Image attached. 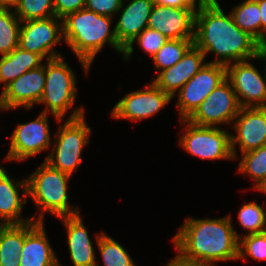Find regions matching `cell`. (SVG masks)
Here are the masks:
<instances>
[{
    "label": "cell",
    "mask_w": 266,
    "mask_h": 266,
    "mask_svg": "<svg viewBox=\"0 0 266 266\" xmlns=\"http://www.w3.org/2000/svg\"><path fill=\"white\" fill-rule=\"evenodd\" d=\"M193 44L205 56L216 54L211 63L225 66L257 59L259 48V43L235 24L231 14L224 13L217 0L196 9Z\"/></svg>",
    "instance_id": "cell-1"
},
{
    "label": "cell",
    "mask_w": 266,
    "mask_h": 266,
    "mask_svg": "<svg viewBox=\"0 0 266 266\" xmlns=\"http://www.w3.org/2000/svg\"><path fill=\"white\" fill-rule=\"evenodd\" d=\"M231 218H187L173 237L176 251L188 259L213 265L216 261L238 260L240 235Z\"/></svg>",
    "instance_id": "cell-2"
},
{
    "label": "cell",
    "mask_w": 266,
    "mask_h": 266,
    "mask_svg": "<svg viewBox=\"0 0 266 266\" xmlns=\"http://www.w3.org/2000/svg\"><path fill=\"white\" fill-rule=\"evenodd\" d=\"M62 20L64 41L77 55L85 73L104 44H110L117 53L123 54L124 49L118 43L115 29L110 28L112 17L98 15L84 7Z\"/></svg>",
    "instance_id": "cell-3"
},
{
    "label": "cell",
    "mask_w": 266,
    "mask_h": 266,
    "mask_svg": "<svg viewBox=\"0 0 266 266\" xmlns=\"http://www.w3.org/2000/svg\"><path fill=\"white\" fill-rule=\"evenodd\" d=\"M70 175L53 168L45 160L36 171L27 178L28 197L34 201L41 212L36 218L44 222V213H51L56 217L74 216L79 209L71 207L68 201V182Z\"/></svg>",
    "instance_id": "cell-4"
},
{
    "label": "cell",
    "mask_w": 266,
    "mask_h": 266,
    "mask_svg": "<svg viewBox=\"0 0 266 266\" xmlns=\"http://www.w3.org/2000/svg\"><path fill=\"white\" fill-rule=\"evenodd\" d=\"M84 109H74L63 125L58 127L55 144L45 161L53 168L70 176L82 161L81 154L84 146L89 143L91 128L85 121Z\"/></svg>",
    "instance_id": "cell-5"
},
{
    "label": "cell",
    "mask_w": 266,
    "mask_h": 266,
    "mask_svg": "<svg viewBox=\"0 0 266 266\" xmlns=\"http://www.w3.org/2000/svg\"><path fill=\"white\" fill-rule=\"evenodd\" d=\"M45 89L39 103L45 104L42 112L51 114L57 122L64 118L76 99V78L72 68L63 57L46 60Z\"/></svg>",
    "instance_id": "cell-6"
},
{
    "label": "cell",
    "mask_w": 266,
    "mask_h": 266,
    "mask_svg": "<svg viewBox=\"0 0 266 266\" xmlns=\"http://www.w3.org/2000/svg\"><path fill=\"white\" fill-rule=\"evenodd\" d=\"M181 122L187 126L179 142L182 148L191 155L203 160H234L231 151V134L226 130L218 126L194 125L187 119H181Z\"/></svg>",
    "instance_id": "cell-7"
},
{
    "label": "cell",
    "mask_w": 266,
    "mask_h": 266,
    "mask_svg": "<svg viewBox=\"0 0 266 266\" xmlns=\"http://www.w3.org/2000/svg\"><path fill=\"white\" fill-rule=\"evenodd\" d=\"M240 108L232 84L226 79L203 100L187 120L198 126L220 127V124H232Z\"/></svg>",
    "instance_id": "cell-8"
},
{
    "label": "cell",
    "mask_w": 266,
    "mask_h": 266,
    "mask_svg": "<svg viewBox=\"0 0 266 266\" xmlns=\"http://www.w3.org/2000/svg\"><path fill=\"white\" fill-rule=\"evenodd\" d=\"M60 20V21H59ZM19 47L40 55L43 59L62 57L54 50L63 38V20L56 16L21 22ZM48 55V56H47Z\"/></svg>",
    "instance_id": "cell-9"
},
{
    "label": "cell",
    "mask_w": 266,
    "mask_h": 266,
    "mask_svg": "<svg viewBox=\"0 0 266 266\" xmlns=\"http://www.w3.org/2000/svg\"><path fill=\"white\" fill-rule=\"evenodd\" d=\"M227 79L225 65L207 62L177 92V107L181 119H188L201 105L204 99Z\"/></svg>",
    "instance_id": "cell-10"
},
{
    "label": "cell",
    "mask_w": 266,
    "mask_h": 266,
    "mask_svg": "<svg viewBox=\"0 0 266 266\" xmlns=\"http://www.w3.org/2000/svg\"><path fill=\"white\" fill-rule=\"evenodd\" d=\"M47 113L41 114L33 121L18 124L10 136L11 144L6 161H24L50 147L51 135Z\"/></svg>",
    "instance_id": "cell-11"
},
{
    "label": "cell",
    "mask_w": 266,
    "mask_h": 266,
    "mask_svg": "<svg viewBox=\"0 0 266 266\" xmlns=\"http://www.w3.org/2000/svg\"><path fill=\"white\" fill-rule=\"evenodd\" d=\"M226 69L241 107H266V73L262 77L248 60L231 63Z\"/></svg>",
    "instance_id": "cell-12"
},
{
    "label": "cell",
    "mask_w": 266,
    "mask_h": 266,
    "mask_svg": "<svg viewBox=\"0 0 266 266\" xmlns=\"http://www.w3.org/2000/svg\"><path fill=\"white\" fill-rule=\"evenodd\" d=\"M173 98L153 82L145 90L133 91L119 100L111 111L114 119L142 120L156 114Z\"/></svg>",
    "instance_id": "cell-13"
},
{
    "label": "cell",
    "mask_w": 266,
    "mask_h": 266,
    "mask_svg": "<svg viewBox=\"0 0 266 266\" xmlns=\"http://www.w3.org/2000/svg\"><path fill=\"white\" fill-rule=\"evenodd\" d=\"M233 121L237 135H230L231 151L236 159V145L241 154L266 145V107H241Z\"/></svg>",
    "instance_id": "cell-14"
},
{
    "label": "cell",
    "mask_w": 266,
    "mask_h": 266,
    "mask_svg": "<svg viewBox=\"0 0 266 266\" xmlns=\"http://www.w3.org/2000/svg\"><path fill=\"white\" fill-rule=\"evenodd\" d=\"M45 89V65L26 71L17 79L8 84L0 95V110L25 107L41 100Z\"/></svg>",
    "instance_id": "cell-15"
},
{
    "label": "cell",
    "mask_w": 266,
    "mask_h": 266,
    "mask_svg": "<svg viewBox=\"0 0 266 266\" xmlns=\"http://www.w3.org/2000/svg\"><path fill=\"white\" fill-rule=\"evenodd\" d=\"M196 8H175L154 4L148 27L168 39H194Z\"/></svg>",
    "instance_id": "cell-16"
},
{
    "label": "cell",
    "mask_w": 266,
    "mask_h": 266,
    "mask_svg": "<svg viewBox=\"0 0 266 266\" xmlns=\"http://www.w3.org/2000/svg\"><path fill=\"white\" fill-rule=\"evenodd\" d=\"M205 54L194 44L186 51L182 59L173 66L158 72L153 83L172 98L203 66Z\"/></svg>",
    "instance_id": "cell-17"
},
{
    "label": "cell",
    "mask_w": 266,
    "mask_h": 266,
    "mask_svg": "<svg viewBox=\"0 0 266 266\" xmlns=\"http://www.w3.org/2000/svg\"><path fill=\"white\" fill-rule=\"evenodd\" d=\"M120 8V18L114 26L119 45L125 49L145 28L152 12L153 0H128ZM123 9V10H122ZM122 10V11H121Z\"/></svg>",
    "instance_id": "cell-18"
},
{
    "label": "cell",
    "mask_w": 266,
    "mask_h": 266,
    "mask_svg": "<svg viewBox=\"0 0 266 266\" xmlns=\"http://www.w3.org/2000/svg\"><path fill=\"white\" fill-rule=\"evenodd\" d=\"M22 188V196H19V190ZM28 196L27 178L21 181L13 182L12 178L7 175L4 168L0 169V219L3 225L24 224L35 220L33 218H20L23 204L27 203Z\"/></svg>",
    "instance_id": "cell-19"
},
{
    "label": "cell",
    "mask_w": 266,
    "mask_h": 266,
    "mask_svg": "<svg viewBox=\"0 0 266 266\" xmlns=\"http://www.w3.org/2000/svg\"><path fill=\"white\" fill-rule=\"evenodd\" d=\"M67 229L69 254L74 266H99L96 263L93 242L89 238L80 214L59 217ZM59 266H62L59 263Z\"/></svg>",
    "instance_id": "cell-20"
},
{
    "label": "cell",
    "mask_w": 266,
    "mask_h": 266,
    "mask_svg": "<svg viewBox=\"0 0 266 266\" xmlns=\"http://www.w3.org/2000/svg\"><path fill=\"white\" fill-rule=\"evenodd\" d=\"M44 222H39L24 239L20 252V266H59L58 257L45 233Z\"/></svg>",
    "instance_id": "cell-21"
},
{
    "label": "cell",
    "mask_w": 266,
    "mask_h": 266,
    "mask_svg": "<svg viewBox=\"0 0 266 266\" xmlns=\"http://www.w3.org/2000/svg\"><path fill=\"white\" fill-rule=\"evenodd\" d=\"M30 221L24 224L2 225L0 228V266H20L19 256L25 236L38 224Z\"/></svg>",
    "instance_id": "cell-22"
},
{
    "label": "cell",
    "mask_w": 266,
    "mask_h": 266,
    "mask_svg": "<svg viewBox=\"0 0 266 266\" xmlns=\"http://www.w3.org/2000/svg\"><path fill=\"white\" fill-rule=\"evenodd\" d=\"M44 60L40 55L24 50L19 46L9 54L0 57V84L3 89L26 71L42 65Z\"/></svg>",
    "instance_id": "cell-23"
},
{
    "label": "cell",
    "mask_w": 266,
    "mask_h": 266,
    "mask_svg": "<svg viewBox=\"0 0 266 266\" xmlns=\"http://www.w3.org/2000/svg\"><path fill=\"white\" fill-rule=\"evenodd\" d=\"M235 24L261 43L260 8L255 0H245L230 12Z\"/></svg>",
    "instance_id": "cell-24"
},
{
    "label": "cell",
    "mask_w": 266,
    "mask_h": 266,
    "mask_svg": "<svg viewBox=\"0 0 266 266\" xmlns=\"http://www.w3.org/2000/svg\"><path fill=\"white\" fill-rule=\"evenodd\" d=\"M241 158L238 172L250 176L257 190L266 180V145L243 153Z\"/></svg>",
    "instance_id": "cell-25"
},
{
    "label": "cell",
    "mask_w": 266,
    "mask_h": 266,
    "mask_svg": "<svg viewBox=\"0 0 266 266\" xmlns=\"http://www.w3.org/2000/svg\"><path fill=\"white\" fill-rule=\"evenodd\" d=\"M21 20L15 11L0 9V54L6 55L19 46Z\"/></svg>",
    "instance_id": "cell-26"
},
{
    "label": "cell",
    "mask_w": 266,
    "mask_h": 266,
    "mask_svg": "<svg viewBox=\"0 0 266 266\" xmlns=\"http://www.w3.org/2000/svg\"><path fill=\"white\" fill-rule=\"evenodd\" d=\"M193 41L194 39H168L152 57L155 68L161 72L176 64L193 45Z\"/></svg>",
    "instance_id": "cell-27"
},
{
    "label": "cell",
    "mask_w": 266,
    "mask_h": 266,
    "mask_svg": "<svg viewBox=\"0 0 266 266\" xmlns=\"http://www.w3.org/2000/svg\"><path fill=\"white\" fill-rule=\"evenodd\" d=\"M96 240L104 266H135L128 252L112 237L100 233Z\"/></svg>",
    "instance_id": "cell-28"
},
{
    "label": "cell",
    "mask_w": 266,
    "mask_h": 266,
    "mask_svg": "<svg viewBox=\"0 0 266 266\" xmlns=\"http://www.w3.org/2000/svg\"><path fill=\"white\" fill-rule=\"evenodd\" d=\"M240 225L249 230L245 235L266 231V211L256 202L243 205L238 213Z\"/></svg>",
    "instance_id": "cell-29"
},
{
    "label": "cell",
    "mask_w": 266,
    "mask_h": 266,
    "mask_svg": "<svg viewBox=\"0 0 266 266\" xmlns=\"http://www.w3.org/2000/svg\"><path fill=\"white\" fill-rule=\"evenodd\" d=\"M14 11L21 22L53 17L54 0H21Z\"/></svg>",
    "instance_id": "cell-30"
},
{
    "label": "cell",
    "mask_w": 266,
    "mask_h": 266,
    "mask_svg": "<svg viewBox=\"0 0 266 266\" xmlns=\"http://www.w3.org/2000/svg\"><path fill=\"white\" fill-rule=\"evenodd\" d=\"M167 40L168 38L160 32L147 27L124 49L123 57L126 60L130 58L135 42L140 45L143 51L153 57Z\"/></svg>",
    "instance_id": "cell-31"
},
{
    "label": "cell",
    "mask_w": 266,
    "mask_h": 266,
    "mask_svg": "<svg viewBox=\"0 0 266 266\" xmlns=\"http://www.w3.org/2000/svg\"><path fill=\"white\" fill-rule=\"evenodd\" d=\"M266 260V231L239 238L238 259Z\"/></svg>",
    "instance_id": "cell-32"
},
{
    "label": "cell",
    "mask_w": 266,
    "mask_h": 266,
    "mask_svg": "<svg viewBox=\"0 0 266 266\" xmlns=\"http://www.w3.org/2000/svg\"><path fill=\"white\" fill-rule=\"evenodd\" d=\"M124 0H86L85 8L98 15L112 17L119 13Z\"/></svg>",
    "instance_id": "cell-33"
},
{
    "label": "cell",
    "mask_w": 266,
    "mask_h": 266,
    "mask_svg": "<svg viewBox=\"0 0 266 266\" xmlns=\"http://www.w3.org/2000/svg\"><path fill=\"white\" fill-rule=\"evenodd\" d=\"M86 0H54L55 16L63 19L85 7Z\"/></svg>",
    "instance_id": "cell-34"
},
{
    "label": "cell",
    "mask_w": 266,
    "mask_h": 266,
    "mask_svg": "<svg viewBox=\"0 0 266 266\" xmlns=\"http://www.w3.org/2000/svg\"><path fill=\"white\" fill-rule=\"evenodd\" d=\"M177 254L166 266H215L203 261L188 259L179 252Z\"/></svg>",
    "instance_id": "cell-35"
},
{
    "label": "cell",
    "mask_w": 266,
    "mask_h": 266,
    "mask_svg": "<svg viewBox=\"0 0 266 266\" xmlns=\"http://www.w3.org/2000/svg\"><path fill=\"white\" fill-rule=\"evenodd\" d=\"M155 4L175 8H196L187 0H153Z\"/></svg>",
    "instance_id": "cell-36"
},
{
    "label": "cell",
    "mask_w": 266,
    "mask_h": 266,
    "mask_svg": "<svg viewBox=\"0 0 266 266\" xmlns=\"http://www.w3.org/2000/svg\"><path fill=\"white\" fill-rule=\"evenodd\" d=\"M260 8L261 16V43L266 41V0H255Z\"/></svg>",
    "instance_id": "cell-37"
},
{
    "label": "cell",
    "mask_w": 266,
    "mask_h": 266,
    "mask_svg": "<svg viewBox=\"0 0 266 266\" xmlns=\"http://www.w3.org/2000/svg\"><path fill=\"white\" fill-rule=\"evenodd\" d=\"M21 0H0V9L13 10L18 7ZM13 8V9H11Z\"/></svg>",
    "instance_id": "cell-38"
},
{
    "label": "cell",
    "mask_w": 266,
    "mask_h": 266,
    "mask_svg": "<svg viewBox=\"0 0 266 266\" xmlns=\"http://www.w3.org/2000/svg\"><path fill=\"white\" fill-rule=\"evenodd\" d=\"M257 59L266 61V41L259 44ZM263 70L266 73V64Z\"/></svg>",
    "instance_id": "cell-39"
},
{
    "label": "cell",
    "mask_w": 266,
    "mask_h": 266,
    "mask_svg": "<svg viewBox=\"0 0 266 266\" xmlns=\"http://www.w3.org/2000/svg\"><path fill=\"white\" fill-rule=\"evenodd\" d=\"M192 6H194V7H200V6H202V5H205V4H207L210 0H187ZM197 2V3H196Z\"/></svg>",
    "instance_id": "cell-40"
},
{
    "label": "cell",
    "mask_w": 266,
    "mask_h": 266,
    "mask_svg": "<svg viewBox=\"0 0 266 266\" xmlns=\"http://www.w3.org/2000/svg\"><path fill=\"white\" fill-rule=\"evenodd\" d=\"M264 192L266 194V180L263 182V184L257 189V191Z\"/></svg>",
    "instance_id": "cell-41"
}]
</instances>
